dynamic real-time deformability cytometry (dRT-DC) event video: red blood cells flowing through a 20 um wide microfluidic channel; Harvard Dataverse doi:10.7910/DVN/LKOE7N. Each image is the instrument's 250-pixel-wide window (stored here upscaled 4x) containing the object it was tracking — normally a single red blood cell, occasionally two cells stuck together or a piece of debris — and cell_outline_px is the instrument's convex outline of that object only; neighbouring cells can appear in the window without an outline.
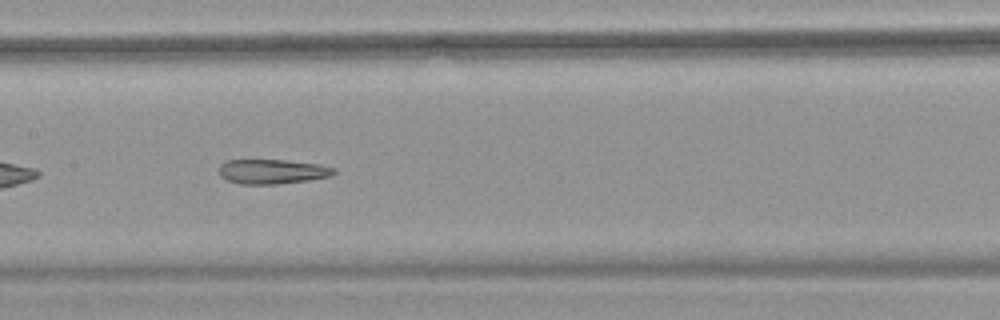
{"species": "common noctule bat (a hibernating species)", "species_latin": "Nyctalus noctula", "temperature_condition": "warm", "stored_images_in_passage": 37, "camera_frame_rate_fps": 3000, "um_per_image_px": 0.085, "animal": {"sex": "female", "body_mass_g": 18.4}, "frame": {"image": 1, "passage_image": 11, "time_ms": 3.333, "image_size_px": [1000, 320], "cell_outline_px": [[336, 172], [332, 176], [308, 180], [276, 184], [240, 184], [228, 180], [220, 176], [216, 168], [224, 160], [284, 160], [320, 164], [336, 168]], "centroid_in_image_um": [23.11, 14.57], "position_along_channel_um": 184.3, "area_um2": 16.7}, "authors_computed_cell_mechanics": {"area_um2": 17.9758, "velocity_mm_per_s": 3.7902, "shape_relaxation_time_tau1_ms": null, "shape_relaxation_time_tau2_ms": 3.9098, "deformation_change_tau1": null, "deformation_change_tau2": 0.1326}}